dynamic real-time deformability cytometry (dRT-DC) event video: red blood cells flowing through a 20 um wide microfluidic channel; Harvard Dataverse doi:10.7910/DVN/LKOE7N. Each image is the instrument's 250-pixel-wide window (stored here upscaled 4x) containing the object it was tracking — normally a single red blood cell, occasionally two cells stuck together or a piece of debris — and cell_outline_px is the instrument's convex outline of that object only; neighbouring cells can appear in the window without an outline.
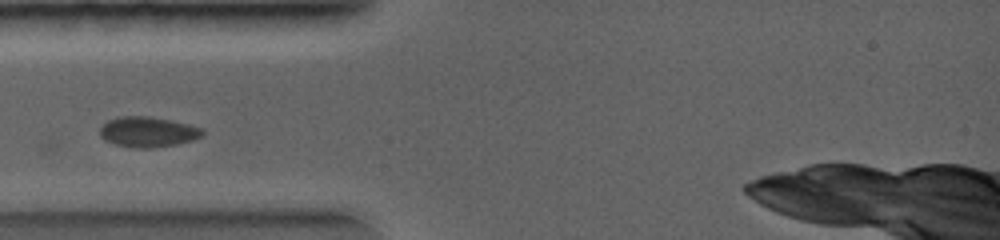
{"species": "common noctule bat (a hibernating species)", "species_latin": "Nyctalus noctula", "temperature_condition": "warm", "stored_images_in_passage": 13, "camera_frame_rate_fps": 5000, "um_per_image_px": 0.085, "animal": {"sex": "female", "body_mass_g": 19.0, "forearm_length_mm": 56.7}, "frame": {"image": 1, "passage_image": 6, "time_ms": 2.0, "image_size_px": [1000, 240], "cell_outline_px": [[204, 132], [200, 136], [192, 140], [176, 144], [148, 148], [132, 148], [116, 144], [104, 140], [100, 136], [100, 128], [108, 120], [116, 116], [148, 116], [172, 120], [188, 124], [200, 128]], "centroid_in_image_um": [12.52, 11.2], "position_along_channel_um": 72.5, "area_um2": 18.03}}
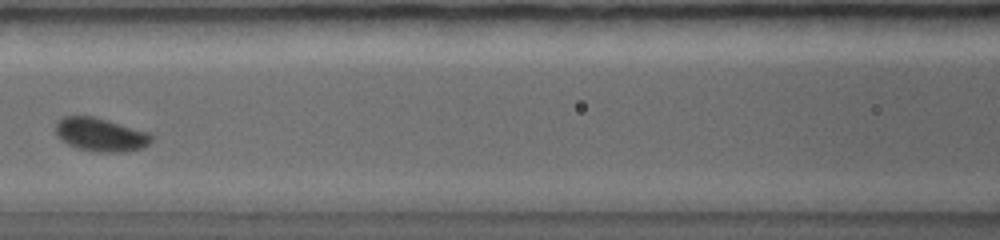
{"frame": {"image": 2, "passage_image": 9, "time_ms": 3.4, "image_size_px": [1000, 240], "cell_outline_px": [[152, 140], [144, 148], [124, 152], [92, 152], [76, 148], [60, 140], [56, 136], [56, 120], [64, 116], [92, 116], [108, 120], [148, 132], [152, 136]], "centroid_in_image_um": [8.52, 11.45], "position_along_channel_um": 158.1, "area_um2": 18.9}}
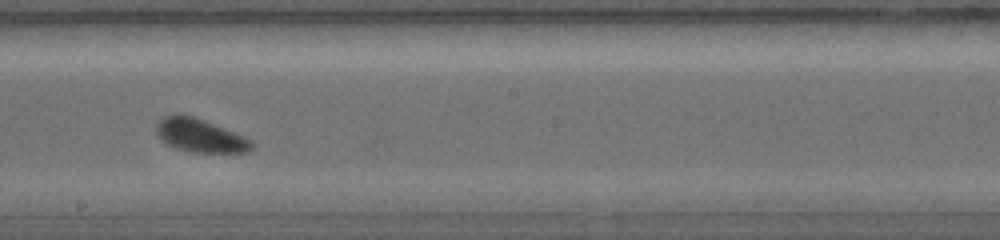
{"frame": {"image": 3, "passage_image": 12, "time_ms": 4.6, "image_size_px": [1000, 240], "cell_outline_px": [[252, 148], [248, 152], [188, 152], [176, 148], [168, 144], [156, 132], [156, 124], [164, 116], [176, 112], [180, 112], [204, 120], [232, 132], [248, 140], [252, 144]], "centroid_in_image_um": [16.92, 11.5], "position_along_channel_um": 231.3, "area_um2": 18.15}}